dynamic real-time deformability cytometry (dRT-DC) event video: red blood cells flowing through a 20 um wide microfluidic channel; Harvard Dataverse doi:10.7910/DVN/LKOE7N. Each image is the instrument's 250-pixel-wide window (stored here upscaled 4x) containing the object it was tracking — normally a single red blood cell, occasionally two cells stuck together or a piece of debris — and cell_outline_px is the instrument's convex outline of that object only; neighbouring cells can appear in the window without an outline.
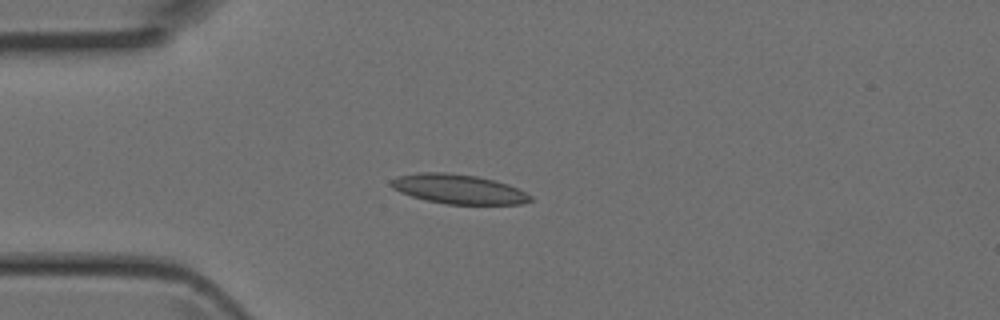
{"species": "Egyptian fruit bat (a non-hibernating species)", "species_latin": "Rousettus aegyptiacus", "temperature_condition": "room temperature", "stored_images_in_passage": 5, "camera_frame_rate_fps": 3000, "um_per_image_px": 0.085, "animal": {"sex": "female"}, "frame": {"image": 1, "passage_image": 4, "time_ms": 1.0, "image_size_px": [1000, 320], "cell_outline_px": [[532, 200], [520, 204], [448, 204], [424, 200], [400, 192], [392, 188], [388, 184], [388, 180], [396, 176], [416, 172], [448, 172], [476, 176], [508, 184], [532, 196]], "centroid_in_image_um": [38.88, 16.06], "position_along_channel_um": 46.1, "area_um2": 24.04}}